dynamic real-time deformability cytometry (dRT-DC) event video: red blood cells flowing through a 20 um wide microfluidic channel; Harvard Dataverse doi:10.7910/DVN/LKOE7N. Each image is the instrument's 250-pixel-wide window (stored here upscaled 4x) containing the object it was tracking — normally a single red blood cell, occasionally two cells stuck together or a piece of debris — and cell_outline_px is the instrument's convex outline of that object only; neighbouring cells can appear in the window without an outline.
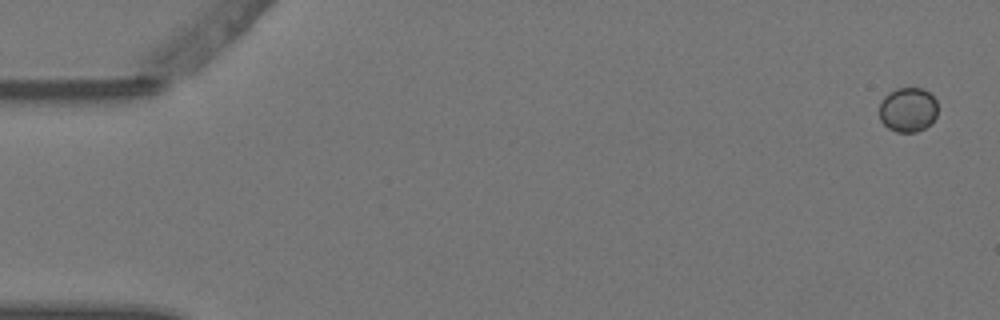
{"species": "Egyptian fruit bat (a non-hibernating species)", "species_latin": "Rousettus aegyptiacus", "temperature_condition": "warm", "stored_images_in_passage": 6, "camera_frame_rate_fps": 3000, "um_per_image_px": 0.085, "animal": {"sex": "female"}, "frame": {"image": 1, "passage_image": 1, "time_ms": 0.0, "image_size_px": [1000, 320], "cell_outline_px": [[936, 116], [932, 124], [916, 132], [896, 132], [888, 128], [880, 120], [880, 104], [884, 96], [888, 92], [896, 88], [920, 88], [928, 92], [936, 100]], "centroid_in_image_um": [77.16, 9.33], "position_along_channel_um": 7.8, "area_um2": 15.2}}
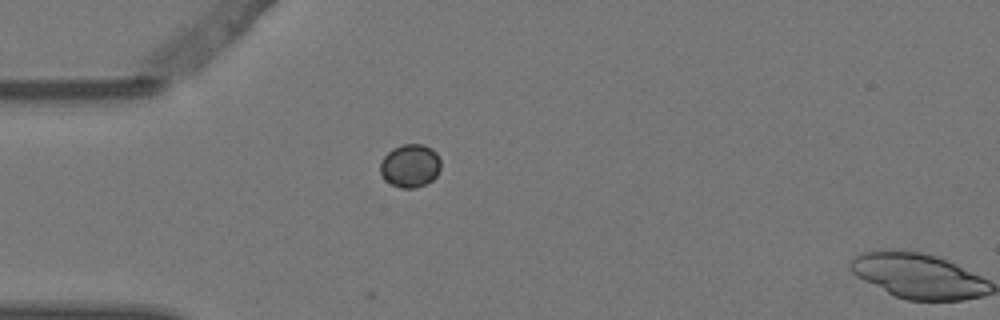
{"frame": {"image": 2, "passage_image": 5, "time_ms": 1.333, "image_size_px": [1000, 320], "cell_outline_px": [[440, 168], [436, 176], [432, 180], [424, 184], [412, 188], [400, 188], [384, 180], [380, 172], [380, 164], [384, 156], [392, 148], [404, 144], [424, 144], [432, 148], [436, 152], [440, 160]], "centroid_in_image_um": [34.86, 14.07], "position_along_channel_um": 50.1, "area_um2": 15.26}}